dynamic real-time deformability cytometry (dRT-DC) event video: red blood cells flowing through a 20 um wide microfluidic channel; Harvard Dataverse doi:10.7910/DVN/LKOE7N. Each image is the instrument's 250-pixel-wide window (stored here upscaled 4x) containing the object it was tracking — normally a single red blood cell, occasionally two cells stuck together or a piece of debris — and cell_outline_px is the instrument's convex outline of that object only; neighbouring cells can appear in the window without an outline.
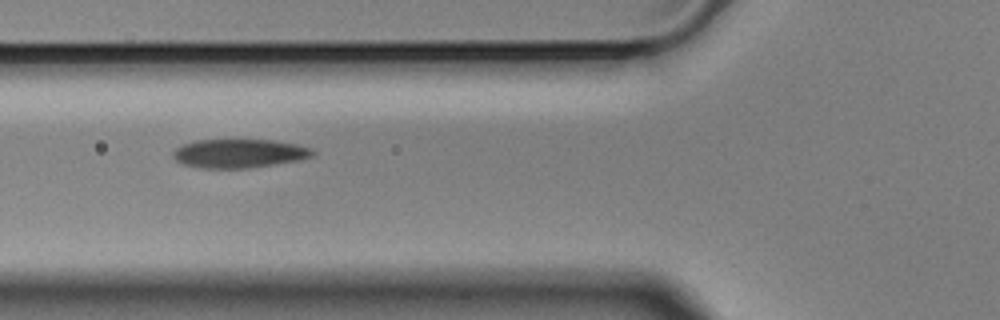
{"species": "Egyptian fruit bat (a non-hibernating species)", "species_latin": "Rousettus aegyptiacus", "temperature_condition": "cold", "stored_images_in_passage": 5, "camera_frame_rate_fps": 3000, "um_per_image_px": 0.085, "animal": {"sex": "male"}, "frame": {"image": 1, "passage_image": 4, "time_ms": 1.0, "image_size_px": [1000, 320], "cell_outline_px": [[316, 152], [312, 156], [300, 160], [276, 164], [248, 168], [200, 168], [180, 164], [172, 156], [172, 152], [176, 148], [184, 144], [196, 140], [272, 140], [296, 144], [312, 148]], "centroid_in_image_um": [20.32, 13.05], "position_along_channel_um": 105.5, "area_um2": 23.52}}
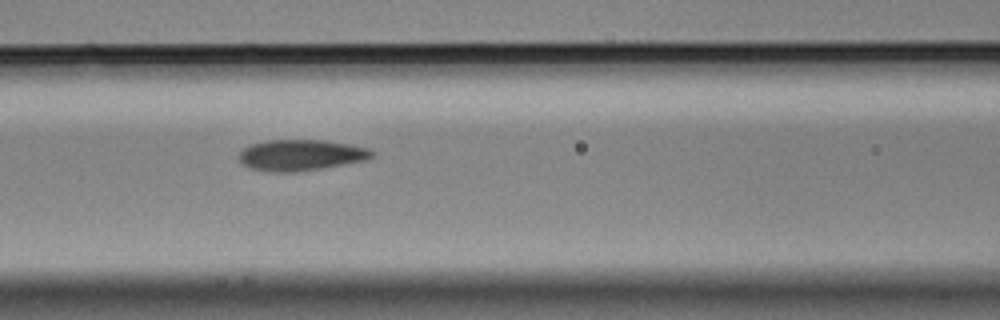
{"frame": {"image": 2, "passage_image": 5, "time_ms": 1.333, "image_size_px": [1000, 320], "cell_outline_px": [[376, 152], [372, 156], [364, 160], [320, 168], [296, 172], [272, 172], [252, 168], [244, 164], [240, 160], [240, 152], [244, 148], [252, 144], [268, 140], [324, 140], [352, 144], [368, 148]], "centroid_in_image_um": [25.6, 13.17], "position_along_channel_um": 141.0, "area_um2": 23.76}}